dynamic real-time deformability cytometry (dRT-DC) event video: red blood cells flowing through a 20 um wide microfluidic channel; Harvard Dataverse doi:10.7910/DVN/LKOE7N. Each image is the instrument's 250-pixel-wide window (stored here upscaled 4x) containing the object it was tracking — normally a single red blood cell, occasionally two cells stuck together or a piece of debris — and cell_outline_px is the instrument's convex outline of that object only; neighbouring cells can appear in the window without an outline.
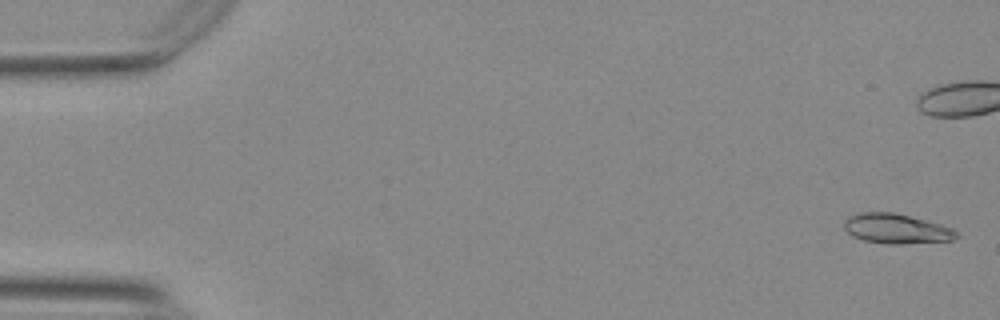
{"species": "Egyptian fruit bat (a non-hibernating species)", "species_latin": "Rousettus aegyptiacus", "temperature_condition": "warm", "stored_images_in_passage": 7, "camera_frame_rate_fps": 3000, "um_per_image_px": 0.085, "animal": {"sex": "female"}, "frame": {"image": 1, "passage_image": 2, "time_ms": 0.333, "image_size_px": [1000, 320], "cell_outline_px": [[960, 236], [952, 240], [904, 244], [884, 244], [864, 240], [852, 236], [844, 228], [844, 220], [848, 216], [860, 212], [892, 212], [940, 224], [952, 228]], "centroid_in_image_um": [76.16, 19.45], "position_along_channel_um": 8.8, "area_um2": 19.48}}